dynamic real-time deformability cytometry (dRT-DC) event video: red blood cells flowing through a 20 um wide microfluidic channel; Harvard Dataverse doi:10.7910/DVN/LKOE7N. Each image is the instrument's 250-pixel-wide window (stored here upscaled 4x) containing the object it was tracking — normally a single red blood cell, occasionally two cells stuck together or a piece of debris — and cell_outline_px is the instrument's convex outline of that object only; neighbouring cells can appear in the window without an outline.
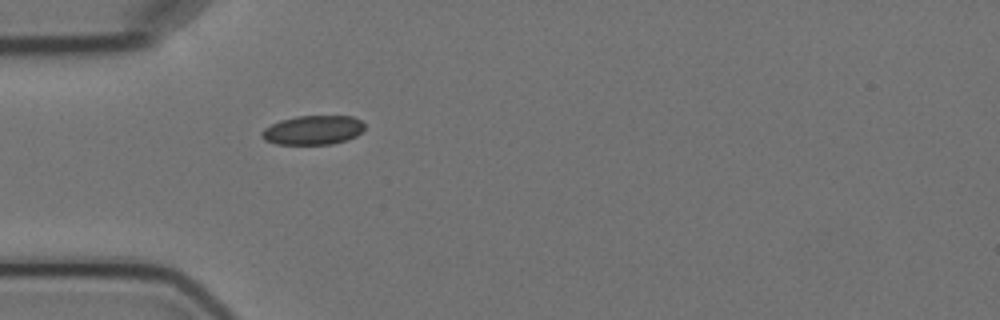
{"species": "Egyptian fruit bat (a non-hibernating species)", "species_latin": "Rousettus aegyptiacus", "temperature_condition": "cold", "stored_images_in_passage": 3, "camera_frame_rate_fps": 3000, "um_per_image_px": 0.085, "animal": {"sex": "female"}, "frame": {"image": 1, "passage_image": 3, "time_ms": 3.333, "image_size_px": [1000, 320], "cell_outline_px": [[364, 128], [356, 136], [348, 140], [332, 144], [276, 144], [264, 140], [260, 136], [260, 132], [264, 128], [280, 120], [296, 116], [352, 116], [360, 120], [364, 124]], "centroid_in_image_um": [26.58, 11.06], "position_along_channel_um": 58.4, "area_um2": 17.57}}